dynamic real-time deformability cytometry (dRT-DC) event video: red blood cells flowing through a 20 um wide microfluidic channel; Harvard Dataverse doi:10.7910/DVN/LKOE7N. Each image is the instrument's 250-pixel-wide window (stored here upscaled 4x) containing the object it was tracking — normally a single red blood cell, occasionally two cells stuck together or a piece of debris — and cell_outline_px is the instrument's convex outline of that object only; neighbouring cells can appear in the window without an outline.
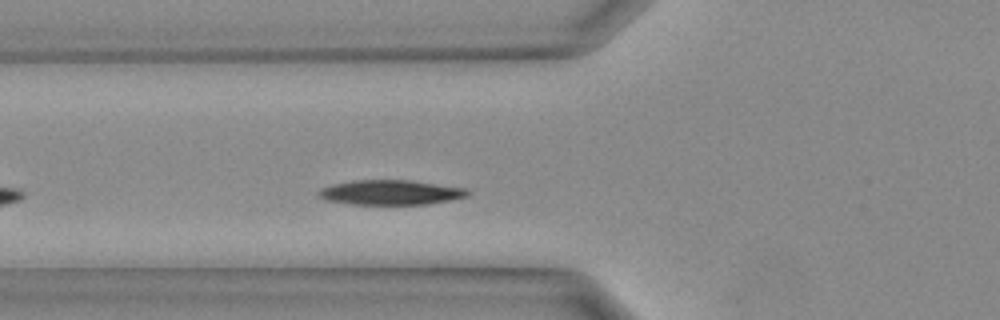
{"species": "Egyptian fruit bat (a non-hibernating species)", "species_latin": "Rousettus aegyptiacus", "temperature_condition": "warm", "stored_images_in_passage": 20, "camera_frame_rate_fps": 3000, "um_per_image_px": 0.085, "animal": {"sex": "female"}, "frame": {"image": 1, "passage_image": 4, "time_ms": 1.0, "image_size_px": [1000, 320], "cell_outline_px": [[468, 196], [452, 200], [428, 204], [352, 204], [328, 200], [316, 196], [316, 192], [320, 188], [332, 184], [352, 180], [408, 180], [468, 188]], "centroid_in_image_um": [33.18, 16.35], "position_along_channel_um": 92.6, "area_um2": 21.62}}
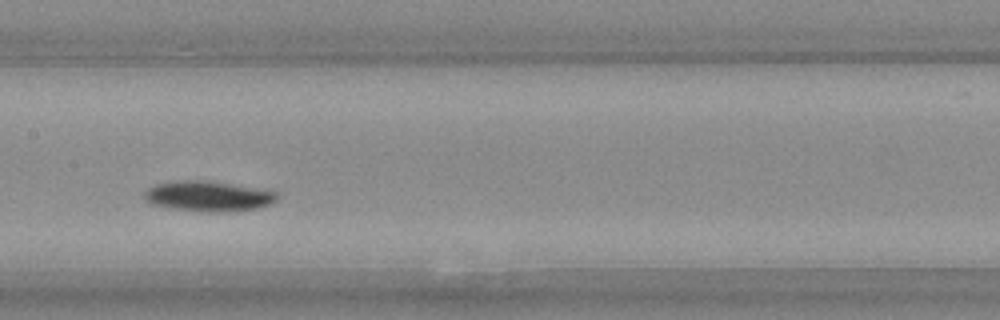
{"frame": {"image": 2, "passage_image": 9, "time_ms": 2.667, "image_size_px": [1000, 320], "cell_outline_px": [[276, 200], [272, 204], [260, 208], [236, 212], [200, 212], [172, 208], [152, 204], [144, 196], [144, 192], [148, 188], [156, 184], [176, 180], [200, 180], [228, 184], [276, 192]], "centroid_in_image_um": [17.69, 16.7], "position_along_channel_um": 189.7, "area_um2": 23.29}}